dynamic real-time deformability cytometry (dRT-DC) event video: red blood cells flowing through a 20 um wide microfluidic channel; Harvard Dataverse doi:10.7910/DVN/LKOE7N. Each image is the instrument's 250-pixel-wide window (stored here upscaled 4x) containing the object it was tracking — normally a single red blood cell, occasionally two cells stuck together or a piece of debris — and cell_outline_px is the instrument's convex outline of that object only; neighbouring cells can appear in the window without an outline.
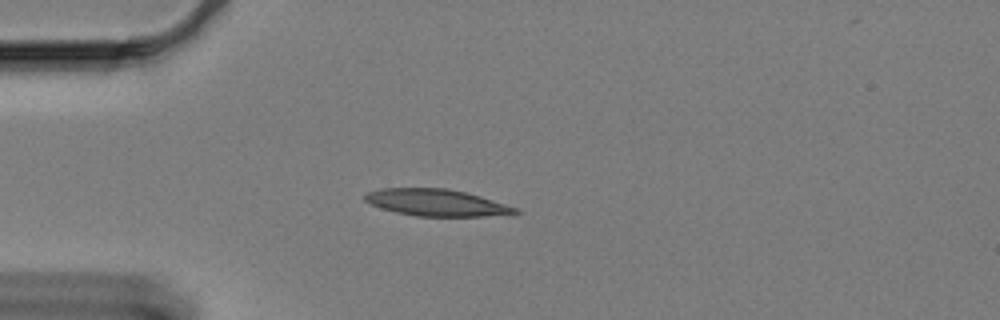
{"species": "Egyptian fruit bat (a non-hibernating species)", "species_latin": "Rousettus aegyptiacus", "temperature_condition": "cold", "stored_images_in_passage": 46, "camera_frame_rate_fps": 3000, "um_per_image_px": 0.085, "animal": {"sex": "female"}, "frame": {"image": 1, "passage_image": 1, "time_ms": 0.0, "image_size_px": [1000, 320], "cell_outline_px": [[520, 212], [484, 216], [416, 216], [396, 212], [380, 208], [364, 200], [364, 196], [368, 192], [380, 188], [448, 188], [480, 196], [520, 208]], "centroid_in_image_um": [37.09, 17.22], "position_along_channel_um": 47.9, "area_um2": 23.35}}
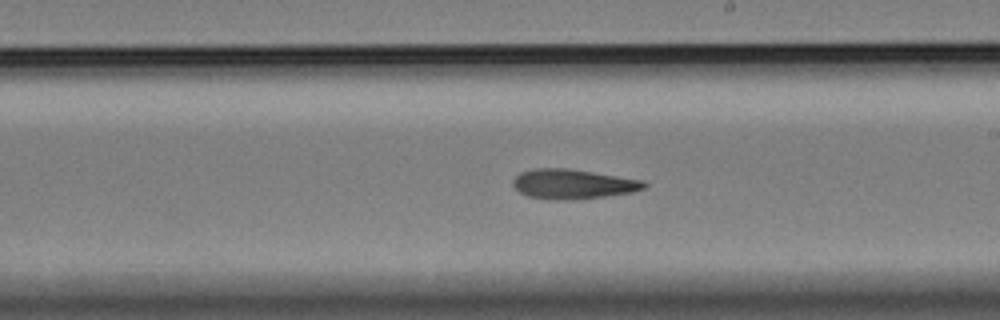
{"frame": {"image": 2, "passage_image": 20, "time_ms": 6.333, "image_size_px": [1000, 320], "cell_outline_px": [[648, 184], [644, 188], [632, 192], [604, 196], [572, 200], [556, 200], [528, 196], [520, 192], [512, 184], [512, 180], [520, 172], [536, 168], [568, 168], [644, 180]], "centroid_in_image_um": [48.69, 15.64], "position_along_channel_um": 240.3, "area_um2": 22.66}}
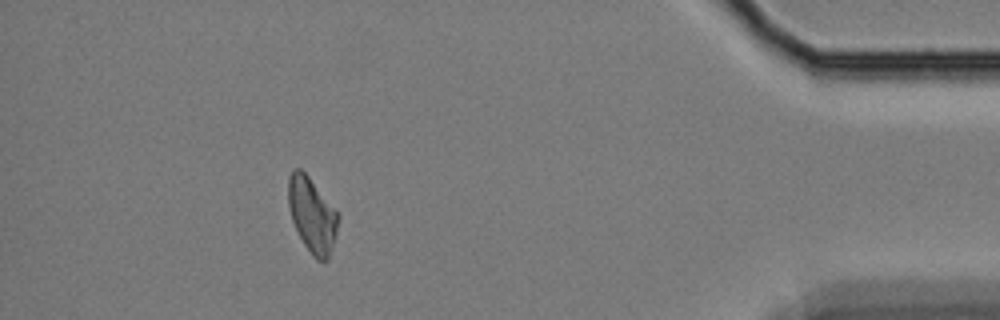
{"frame": {"image": 3, "passage_image": 40, "time_ms": 13.0, "image_size_px": [1000, 320], "cell_outline_px": [[340, 216], [332, 248], [328, 260], [316, 260], [312, 256], [304, 244], [292, 220], [288, 204], [288, 176], [292, 168], [300, 168], [308, 176]], "centroid_in_image_um": [26.51, 18.26], "position_along_channel_um": 408.7, "area_um2": 21.5}, "authors_computed_cell_mechanics": {"area_um2": 22.1952, "velocity_mm_per_s": 3.2648, "shape_relaxation_time_tau1_ms": null, "shape_relaxation_time_tau2_ms": 4.5067, "deformation_change_tau1": null, "deformation_change_tau2": 0.1244}}